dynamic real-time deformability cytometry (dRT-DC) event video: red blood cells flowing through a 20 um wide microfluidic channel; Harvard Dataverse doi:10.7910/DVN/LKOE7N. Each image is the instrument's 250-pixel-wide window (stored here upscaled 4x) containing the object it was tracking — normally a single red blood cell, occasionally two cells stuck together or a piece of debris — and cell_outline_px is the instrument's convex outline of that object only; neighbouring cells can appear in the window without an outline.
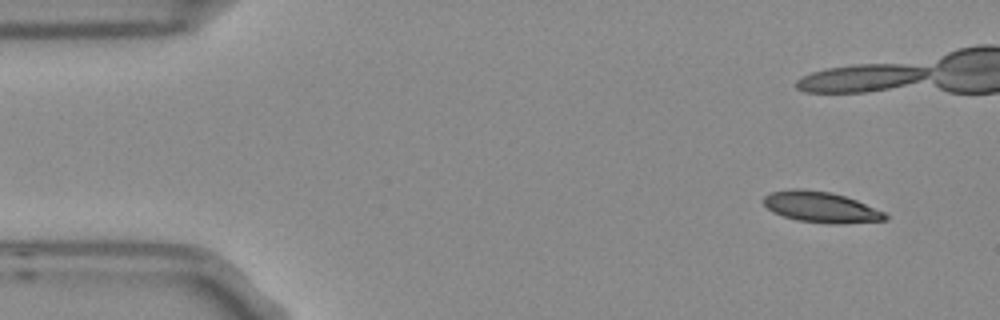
{"species": "Egyptian fruit bat (a non-hibernating species)", "species_latin": "Rousettus aegyptiacus", "temperature_condition": "room temperature", "stored_images_in_passage": 4, "camera_frame_rate_fps": 3000, "um_per_image_px": 0.085, "frame": {"image": 1, "passage_image": 1, "time_ms": 0.0, "image_size_px": [1000, 320], "cell_outline_px": [[888, 220], [840, 224], [828, 224], [796, 220], [772, 212], [764, 204], [764, 196], [772, 192], [792, 188], [804, 188], [828, 192], [844, 196], [856, 200], [884, 212], [888, 216]], "centroid_in_image_um": [69.78, 17.61], "position_along_channel_um": 15.2, "area_um2": 21.85}}